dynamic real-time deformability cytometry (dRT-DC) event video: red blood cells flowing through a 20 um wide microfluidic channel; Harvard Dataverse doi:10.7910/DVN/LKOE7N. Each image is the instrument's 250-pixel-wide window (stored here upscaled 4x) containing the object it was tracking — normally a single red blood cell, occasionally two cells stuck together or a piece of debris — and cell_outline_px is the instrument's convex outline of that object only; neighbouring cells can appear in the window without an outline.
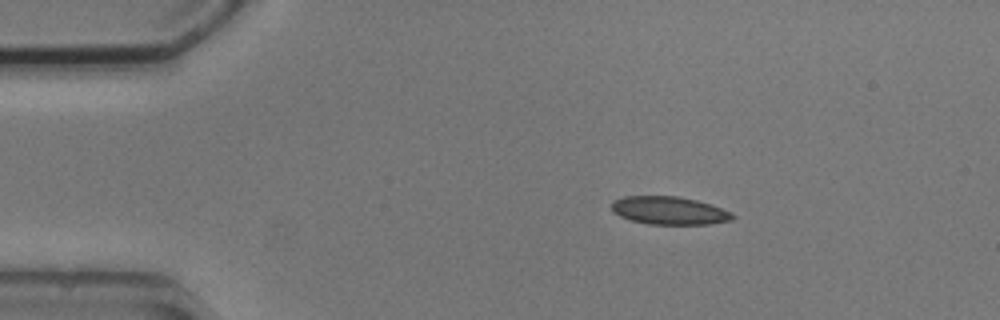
{"species": "common noctule bat (a hibernating species)", "species_latin": "Nyctalus noctula", "temperature_condition": "cold", "stored_images_in_passage": 3, "camera_frame_rate_fps": 3000, "um_per_image_px": 0.085, "animal": {"sex": "male", "body_mass_g": 20.5, "forearm_length_mm": 52.5}, "frame": {"image": 1, "passage_image": 2, "time_ms": 1.333, "image_size_px": [1000, 320], "cell_outline_px": [[736, 216], [732, 220], [708, 224], [648, 224], [632, 220], [620, 216], [612, 212], [612, 200], [624, 196], [680, 196], [712, 204], [732, 212]], "centroid_in_image_um": [56.9, 17.89], "position_along_channel_um": 28.1, "area_um2": 19.88}}